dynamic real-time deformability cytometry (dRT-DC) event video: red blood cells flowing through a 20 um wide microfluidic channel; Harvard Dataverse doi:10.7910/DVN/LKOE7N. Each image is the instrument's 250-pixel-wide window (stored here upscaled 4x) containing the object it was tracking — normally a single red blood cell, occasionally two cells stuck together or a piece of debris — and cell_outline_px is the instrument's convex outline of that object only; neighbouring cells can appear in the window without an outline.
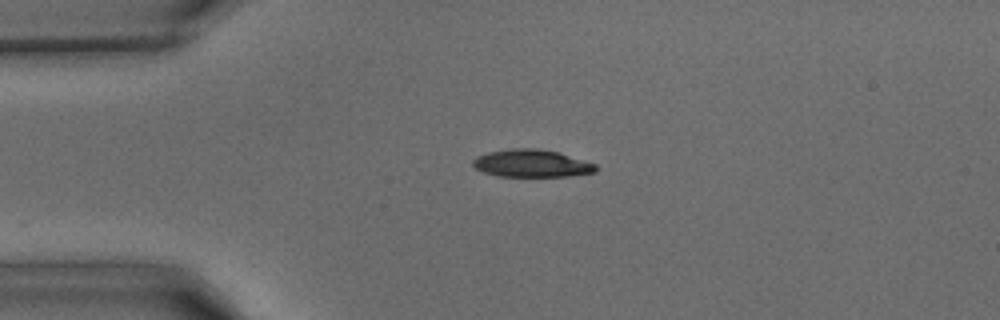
{"species": "common noctule bat (a hibernating species)", "species_latin": "Nyctalus noctula", "temperature_condition": "warm", "stored_images_in_passage": 33, "camera_frame_rate_fps": 3000, "um_per_image_px": 0.085, "animal": {"sex": "male", "body_mass_g": 15.6}, "frame": {"image": 1, "passage_image": 1, "time_ms": 0.0, "image_size_px": [1000, 320], "cell_outline_px": [[596, 172], [568, 176], [500, 176], [484, 172], [476, 168], [472, 164], [472, 160], [476, 156], [488, 152], [508, 148], [536, 148], [560, 152], [596, 164]], "centroid_in_image_um": [45.18, 13.87], "position_along_channel_um": 39.8, "area_um2": 19.77}}
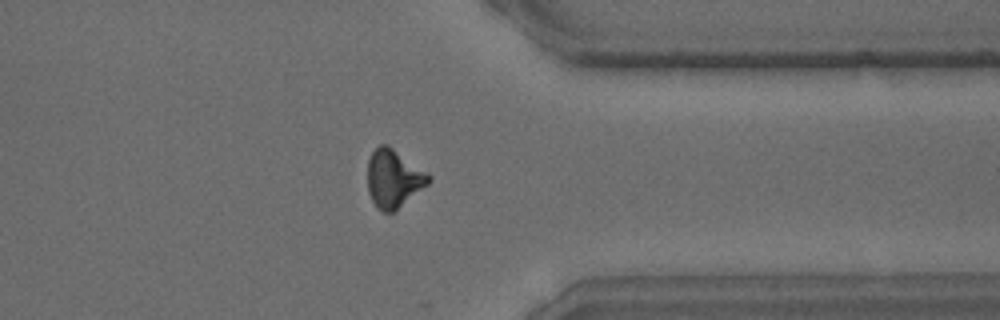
{"frame": {"image": 2, "passage_image": 24, "time_ms": 7.667, "image_size_px": [1000, 320], "cell_outline_px": [[432, 180], [428, 184], [392, 212], [384, 212], [376, 208], [368, 192], [368, 160], [372, 152], [380, 144], [388, 144], [428, 172], [432, 176]], "centroid_in_image_um": [33.46, 15.15], "position_along_channel_um": 377.9, "area_um2": 20.63}}
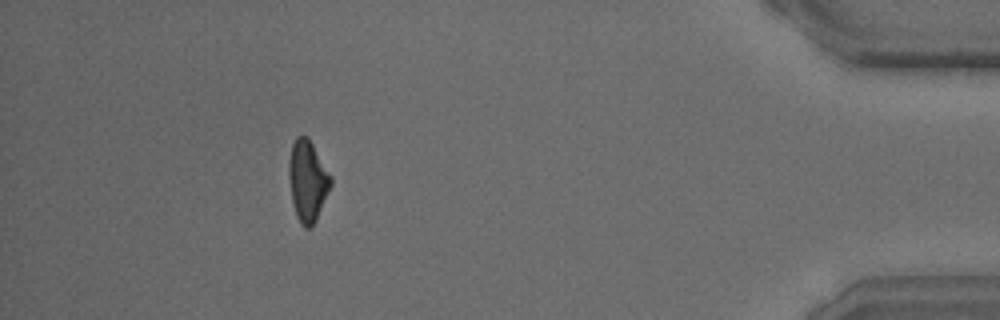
{"frame": {"image": 3, "passage_image": 29, "time_ms": 9.333, "image_size_px": [1000, 320], "cell_outline_px": [[332, 184], [316, 220], [312, 228], [304, 228], [300, 224], [296, 216], [292, 200], [288, 176], [288, 160], [292, 144], [296, 136], [308, 136], [332, 176]], "centroid_in_image_um": [26.14, 15.37], "position_along_channel_um": 409.1, "area_um2": 20.06}}